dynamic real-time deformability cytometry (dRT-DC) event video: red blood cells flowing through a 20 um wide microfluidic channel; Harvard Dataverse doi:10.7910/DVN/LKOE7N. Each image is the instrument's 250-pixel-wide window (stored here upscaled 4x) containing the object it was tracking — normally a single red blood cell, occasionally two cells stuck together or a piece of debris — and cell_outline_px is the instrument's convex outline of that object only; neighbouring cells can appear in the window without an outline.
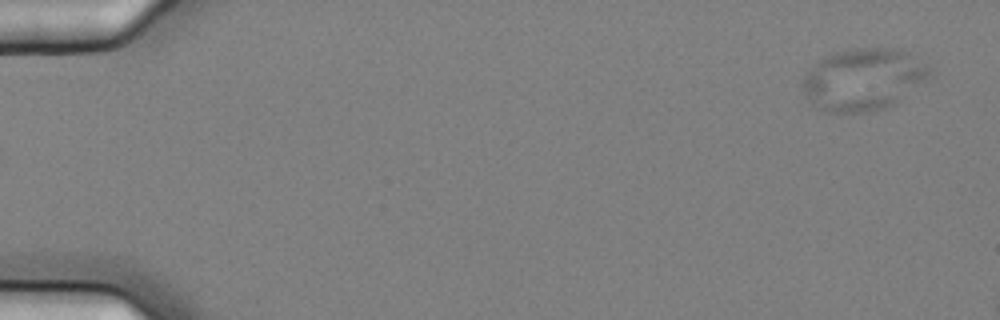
{"species": "common noctule bat (a hibernating species)", "species_latin": "Nyctalus noctula", "temperature_condition": "cold", "stored_images_in_passage": 6, "segment_of_instrument_passage": [2, 2], "camera_frame_rate_fps": 3000, "um_per_image_px": 0.085, "animal": {"sex": "female", "body_mass_g": 25.1}, "frame": {"image": 1, "passage_image": 6, "time_ms": 1.667, "image_size_px": [1000, 320], "cell_outline_px": [[932, 76], [928, 80], [892, 104], [884, 108], [860, 112], [828, 112], [816, 108], [804, 92], [804, 76], [812, 64], [836, 52], [856, 48], [900, 48], [908, 52], [932, 68]], "centroid_in_image_um": [73.42, 6.73], "position_along_channel_um": 11.6, "area_um2": 45.6}}